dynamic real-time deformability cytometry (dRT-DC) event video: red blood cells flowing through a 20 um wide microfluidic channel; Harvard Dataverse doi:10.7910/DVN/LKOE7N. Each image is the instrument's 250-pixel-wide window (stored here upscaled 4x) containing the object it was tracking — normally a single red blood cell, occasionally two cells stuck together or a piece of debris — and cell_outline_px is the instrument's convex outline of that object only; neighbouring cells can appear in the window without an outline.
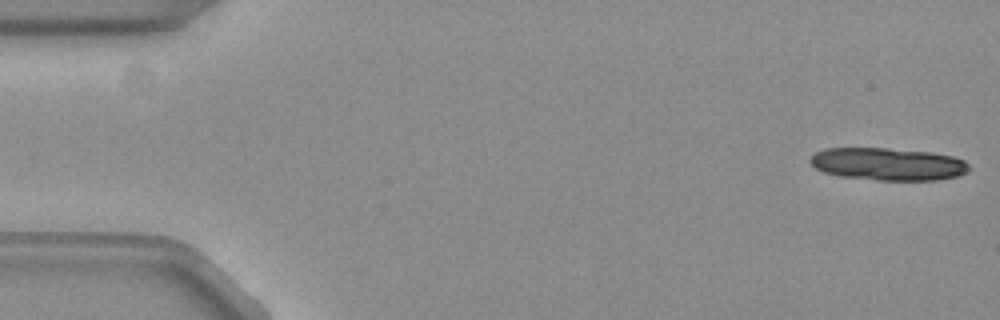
{"species": "common noctule bat (a hibernating species)", "species_latin": "Nyctalus noctula", "temperature_condition": "warm", "stored_images_in_passage": 13, "camera_frame_rate_fps": 3000, "um_per_image_px": 0.085, "animal": {"sex": "female", "body_mass_g": 19.3, "forearm_length_mm": 54.1}, "frame": {"image": 1, "passage_image": 1, "time_ms": 0.0, "image_size_px": [1000, 320], "cell_outline_px": [[968, 172], [956, 176], [936, 180], [876, 180], [840, 176], [824, 172], [816, 168], [808, 160], [816, 152], [824, 148], [884, 148], [928, 152], [952, 156], [964, 160], [968, 164]], "centroid_in_image_um": [75.45, 13.95], "position_along_channel_um": 9.5, "area_um2": 29.94}}